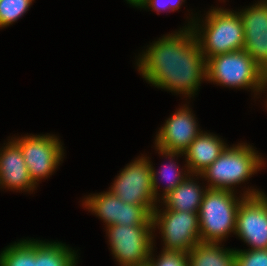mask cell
I'll list each match as a JSON object with an SVG mask.
<instances>
[{"instance_id":"obj_25","label":"cell","mask_w":267,"mask_h":266,"mask_svg":"<svg viewBox=\"0 0 267 266\" xmlns=\"http://www.w3.org/2000/svg\"><path fill=\"white\" fill-rule=\"evenodd\" d=\"M265 88H267V73L265 74V76L263 78V82H262V85H261L260 92L265 91Z\"/></svg>"},{"instance_id":"obj_15","label":"cell","mask_w":267,"mask_h":266,"mask_svg":"<svg viewBox=\"0 0 267 266\" xmlns=\"http://www.w3.org/2000/svg\"><path fill=\"white\" fill-rule=\"evenodd\" d=\"M225 144L217 135L201 131L183 152L187 171L200 175L221 155L227 147Z\"/></svg>"},{"instance_id":"obj_14","label":"cell","mask_w":267,"mask_h":266,"mask_svg":"<svg viewBox=\"0 0 267 266\" xmlns=\"http://www.w3.org/2000/svg\"><path fill=\"white\" fill-rule=\"evenodd\" d=\"M0 186L29 192L36 187L27 170L20 147L13 139L0 150Z\"/></svg>"},{"instance_id":"obj_10","label":"cell","mask_w":267,"mask_h":266,"mask_svg":"<svg viewBox=\"0 0 267 266\" xmlns=\"http://www.w3.org/2000/svg\"><path fill=\"white\" fill-rule=\"evenodd\" d=\"M109 191L125 203L156 206L152 188L151 162L140 157L128 164L114 180Z\"/></svg>"},{"instance_id":"obj_2","label":"cell","mask_w":267,"mask_h":266,"mask_svg":"<svg viewBox=\"0 0 267 266\" xmlns=\"http://www.w3.org/2000/svg\"><path fill=\"white\" fill-rule=\"evenodd\" d=\"M205 18V25H202L204 28L192 18L188 26L193 30L206 60L212 56L243 50L244 28L238 12L217 7L211 9Z\"/></svg>"},{"instance_id":"obj_12","label":"cell","mask_w":267,"mask_h":266,"mask_svg":"<svg viewBox=\"0 0 267 266\" xmlns=\"http://www.w3.org/2000/svg\"><path fill=\"white\" fill-rule=\"evenodd\" d=\"M238 13L244 28L243 49L267 73V0Z\"/></svg>"},{"instance_id":"obj_24","label":"cell","mask_w":267,"mask_h":266,"mask_svg":"<svg viewBox=\"0 0 267 266\" xmlns=\"http://www.w3.org/2000/svg\"><path fill=\"white\" fill-rule=\"evenodd\" d=\"M184 0H132L129 4L138 8H149L158 12L170 9V11L178 10Z\"/></svg>"},{"instance_id":"obj_3","label":"cell","mask_w":267,"mask_h":266,"mask_svg":"<svg viewBox=\"0 0 267 266\" xmlns=\"http://www.w3.org/2000/svg\"><path fill=\"white\" fill-rule=\"evenodd\" d=\"M262 193L248 189L240 199L231 190L207 189L198 212L200 241L222 243L227 235L235 233L236 215L241 201L245 197Z\"/></svg>"},{"instance_id":"obj_16","label":"cell","mask_w":267,"mask_h":266,"mask_svg":"<svg viewBox=\"0 0 267 266\" xmlns=\"http://www.w3.org/2000/svg\"><path fill=\"white\" fill-rule=\"evenodd\" d=\"M191 174L183 180L177 187L166 195L162 196L165 207L171 210L199 212L207 187L203 190L196 181L193 180ZM192 178V179H191Z\"/></svg>"},{"instance_id":"obj_1","label":"cell","mask_w":267,"mask_h":266,"mask_svg":"<svg viewBox=\"0 0 267 266\" xmlns=\"http://www.w3.org/2000/svg\"><path fill=\"white\" fill-rule=\"evenodd\" d=\"M143 78L157 88L193 96L207 79L206 59L191 27L163 36L137 60Z\"/></svg>"},{"instance_id":"obj_23","label":"cell","mask_w":267,"mask_h":266,"mask_svg":"<svg viewBox=\"0 0 267 266\" xmlns=\"http://www.w3.org/2000/svg\"><path fill=\"white\" fill-rule=\"evenodd\" d=\"M152 253L151 251L148 266H188L186 253L162 250L157 259L152 257Z\"/></svg>"},{"instance_id":"obj_21","label":"cell","mask_w":267,"mask_h":266,"mask_svg":"<svg viewBox=\"0 0 267 266\" xmlns=\"http://www.w3.org/2000/svg\"><path fill=\"white\" fill-rule=\"evenodd\" d=\"M34 0H0V28L7 27L26 13Z\"/></svg>"},{"instance_id":"obj_22","label":"cell","mask_w":267,"mask_h":266,"mask_svg":"<svg viewBox=\"0 0 267 266\" xmlns=\"http://www.w3.org/2000/svg\"><path fill=\"white\" fill-rule=\"evenodd\" d=\"M235 266H267V249L236 250Z\"/></svg>"},{"instance_id":"obj_7","label":"cell","mask_w":267,"mask_h":266,"mask_svg":"<svg viewBox=\"0 0 267 266\" xmlns=\"http://www.w3.org/2000/svg\"><path fill=\"white\" fill-rule=\"evenodd\" d=\"M152 213L154 229H160L163 251L188 253L200 241L198 212L177 211L165 208Z\"/></svg>"},{"instance_id":"obj_6","label":"cell","mask_w":267,"mask_h":266,"mask_svg":"<svg viewBox=\"0 0 267 266\" xmlns=\"http://www.w3.org/2000/svg\"><path fill=\"white\" fill-rule=\"evenodd\" d=\"M153 224L107 227L111 252L121 266H148L153 251Z\"/></svg>"},{"instance_id":"obj_13","label":"cell","mask_w":267,"mask_h":266,"mask_svg":"<svg viewBox=\"0 0 267 266\" xmlns=\"http://www.w3.org/2000/svg\"><path fill=\"white\" fill-rule=\"evenodd\" d=\"M200 133L194 114L185 104L159 129L155 145L163 150L183 153Z\"/></svg>"},{"instance_id":"obj_8","label":"cell","mask_w":267,"mask_h":266,"mask_svg":"<svg viewBox=\"0 0 267 266\" xmlns=\"http://www.w3.org/2000/svg\"><path fill=\"white\" fill-rule=\"evenodd\" d=\"M86 199V200H85ZM83 206L99 216L106 226L152 225V213L158 206H140L125 203L109 190L99 194L86 196Z\"/></svg>"},{"instance_id":"obj_4","label":"cell","mask_w":267,"mask_h":266,"mask_svg":"<svg viewBox=\"0 0 267 266\" xmlns=\"http://www.w3.org/2000/svg\"><path fill=\"white\" fill-rule=\"evenodd\" d=\"M264 160L247 143L226 147L221 155L200 175L210 182L208 189L234 191L236 184L247 181L264 165ZM233 189V190H232Z\"/></svg>"},{"instance_id":"obj_20","label":"cell","mask_w":267,"mask_h":266,"mask_svg":"<svg viewBox=\"0 0 267 266\" xmlns=\"http://www.w3.org/2000/svg\"><path fill=\"white\" fill-rule=\"evenodd\" d=\"M0 266H35V239H23L0 253Z\"/></svg>"},{"instance_id":"obj_17","label":"cell","mask_w":267,"mask_h":266,"mask_svg":"<svg viewBox=\"0 0 267 266\" xmlns=\"http://www.w3.org/2000/svg\"><path fill=\"white\" fill-rule=\"evenodd\" d=\"M220 243L199 242L187 253L188 266H235L234 249H224Z\"/></svg>"},{"instance_id":"obj_11","label":"cell","mask_w":267,"mask_h":266,"mask_svg":"<svg viewBox=\"0 0 267 266\" xmlns=\"http://www.w3.org/2000/svg\"><path fill=\"white\" fill-rule=\"evenodd\" d=\"M235 235L248 243L249 249H267V196L245 197L236 215Z\"/></svg>"},{"instance_id":"obj_9","label":"cell","mask_w":267,"mask_h":266,"mask_svg":"<svg viewBox=\"0 0 267 266\" xmlns=\"http://www.w3.org/2000/svg\"><path fill=\"white\" fill-rule=\"evenodd\" d=\"M22 152L31 179L47 178L59 166L64 151L61 141L54 135H27L13 140Z\"/></svg>"},{"instance_id":"obj_5","label":"cell","mask_w":267,"mask_h":266,"mask_svg":"<svg viewBox=\"0 0 267 266\" xmlns=\"http://www.w3.org/2000/svg\"><path fill=\"white\" fill-rule=\"evenodd\" d=\"M207 81L226 87L250 88L260 92L264 70L243 49L206 60Z\"/></svg>"},{"instance_id":"obj_19","label":"cell","mask_w":267,"mask_h":266,"mask_svg":"<svg viewBox=\"0 0 267 266\" xmlns=\"http://www.w3.org/2000/svg\"><path fill=\"white\" fill-rule=\"evenodd\" d=\"M157 151L159 150V154H162L163 156L165 155V157L170 159V165H164L163 169H161L162 171H155L152 164H151V173H152V188L155 194V198L156 200L159 198L157 197L158 193V177L157 176H161L164 180H167V184L165 186V188L163 189V196L166 195L168 192L172 191L175 187H177L183 180H185L188 176H189V172L187 171L185 173H183L182 171H180V169L177 167V165L173 162H171L173 159H175V156H180V155H184L181 152H174V151H167V150H163L160 148H157ZM172 158V159H171ZM182 172V173H181ZM158 174V175H157ZM159 176V177H160Z\"/></svg>"},{"instance_id":"obj_18","label":"cell","mask_w":267,"mask_h":266,"mask_svg":"<svg viewBox=\"0 0 267 266\" xmlns=\"http://www.w3.org/2000/svg\"><path fill=\"white\" fill-rule=\"evenodd\" d=\"M76 252L61 242L35 240V266H76Z\"/></svg>"}]
</instances>
